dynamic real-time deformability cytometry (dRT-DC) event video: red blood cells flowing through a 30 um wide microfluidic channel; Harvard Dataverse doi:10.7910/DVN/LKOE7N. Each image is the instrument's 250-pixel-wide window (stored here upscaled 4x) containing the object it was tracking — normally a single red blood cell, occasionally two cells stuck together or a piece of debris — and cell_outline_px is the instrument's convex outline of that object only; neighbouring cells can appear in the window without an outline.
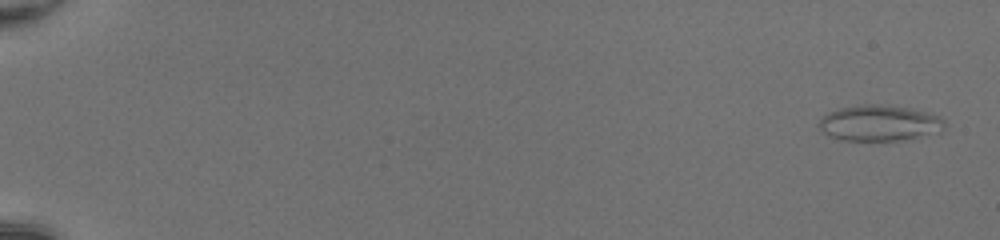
{"species": "common noctule bat (a hibernating species)", "species_latin": "Nyctalus noctula", "temperature_condition": "room temperature", "stored_images_in_passage": 11, "camera_frame_rate_fps": 3000, "um_per_image_px": 0.085, "animal": {"sex": "female", "body_mass_g": 20.0, "forearm_length_mm": 54.0}, "frame": {"image": 1, "passage_image": 2, "time_ms": 0.333, "image_size_px": [1000, 240], "cell_outline_px": [[944, 128], [940, 132], [900, 140], [840, 140], [828, 136], [816, 124], [828, 112], [840, 108], [856, 104], [880, 104], [912, 108], [928, 112], [940, 116], [944, 120]], "centroid_in_image_um": [74.74, 10.44], "position_along_channel_um": 10.3, "area_um2": 26.41}}